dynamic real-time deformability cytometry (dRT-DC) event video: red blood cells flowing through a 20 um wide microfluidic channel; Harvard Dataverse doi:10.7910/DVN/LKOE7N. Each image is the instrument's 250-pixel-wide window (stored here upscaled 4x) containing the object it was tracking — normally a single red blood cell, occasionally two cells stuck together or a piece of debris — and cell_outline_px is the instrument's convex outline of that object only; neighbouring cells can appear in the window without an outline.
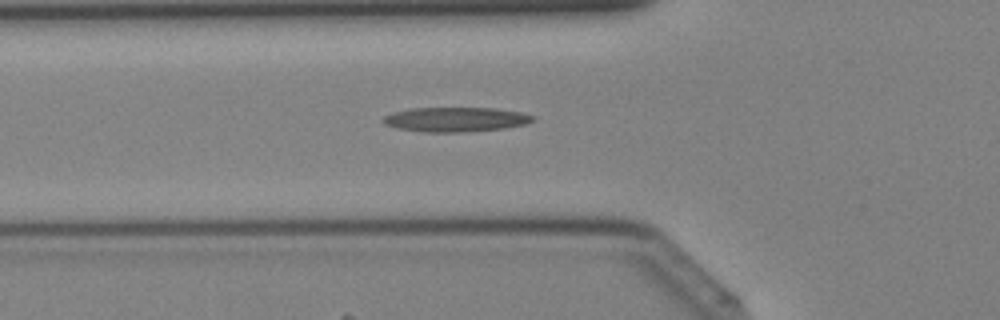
{"species": "Egyptian fruit bat (a non-hibernating species)", "species_latin": "Rousettus aegyptiacus", "temperature_condition": "cold", "stored_images_in_passage": 27, "camera_frame_rate_fps": 3000, "um_per_image_px": 0.085, "animal": {"sex": "female"}, "frame": {"image": 1, "passage_image": 2, "time_ms": 0.333, "image_size_px": [1000, 320], "cell_outline_px": [[536, 116], [532, 120], [524, 124], [504, 128], [464, 132], [424, 132], [396, 128], [384, 124], [384, 116], [396, 112], [412, 108], [492, 108], [520, 112]], "centroid_in_image_um": [38.72, 10.15], "position_along_channel_um": 87.1, "area_um2": 21.15}}
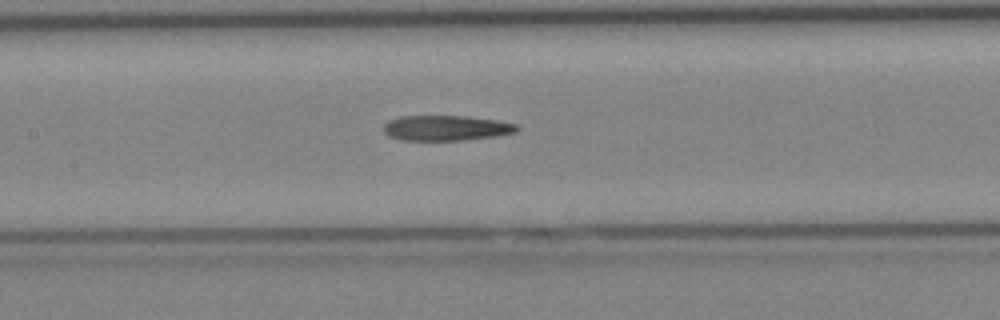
{"frame": {"image": 2, "passage_image": 7, "time_ms": 2.0, "image_size_px": [1000, 320], "cell_outline_px": [[520, 128], [516, 132], [496, 136], [460, 140], [400, 140], [388, 136], [384, 132], [384, 124], [388, 120], [400, 116], [468, 116], [496, 120], [516, 124]], "centroid_in_image_um": [37.9, 10.87], "position_along_channel_um": 169.5, "area_um2": 19.65}}
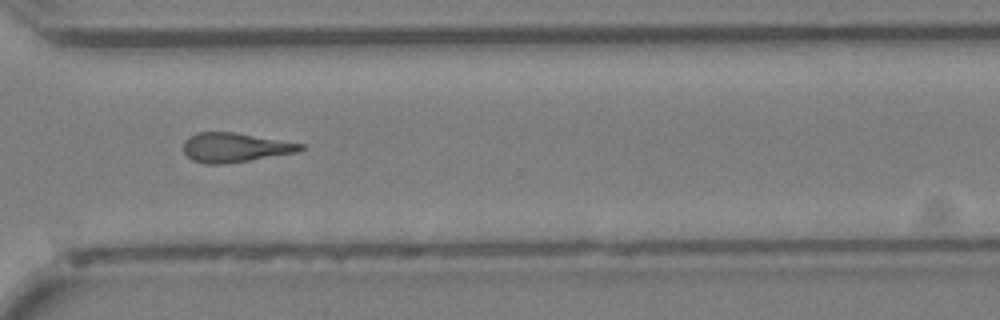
{"frame": {"image": 3, "passage_image": 18, "time_ms": 5.667, "image_size_px": [1000, 320], "cell_outline_px": [[304, 148], [296, 152], [224, 164], [204, 164], [192, 160], [184, 152], [184, 140], [188, 136], [196, 132], [232, 132], [304, 144]], "centroid_in_image_um": [19.9, 12.53], "position_along_channel_um": 350.7, "area_um2": 19.77}}